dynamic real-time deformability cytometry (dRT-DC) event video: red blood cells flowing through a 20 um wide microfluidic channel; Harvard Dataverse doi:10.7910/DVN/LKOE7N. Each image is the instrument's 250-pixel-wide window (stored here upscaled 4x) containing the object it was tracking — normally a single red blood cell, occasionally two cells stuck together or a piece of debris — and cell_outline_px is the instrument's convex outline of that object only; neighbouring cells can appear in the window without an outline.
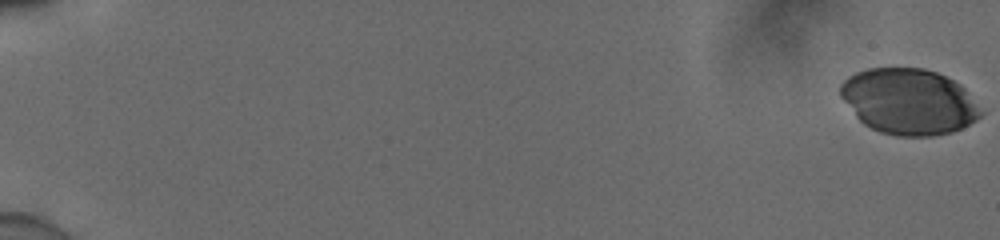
{"species": "human", "species_latin": "Homo sapiens", "temperature_condition": "cold", "stored_images_in_passage": 11, "camera_frame_rate_fps": 3000, "um_per_image_px": 0.085, "donor": {"sex": "male"}, "frame": {"image": 1, "passage_image": 1, "time_ms": 0.0, "image_size_px": [1000, 240], "cell_outline_px": [[984, 112], [976, 120], [952, 132], [932, 136], [896, 136], [880, 132], [864, 124], [856, 116], [840, 96], [840, 84], [848, 76], [856, 72], [868, 68], [924, 68], [936, 72], [960, 84], [964, 88]], "centroid_in_image_um": [77.24, 8.63], "position_along_channel_um": 7.8, "area_um2": 53.75}}